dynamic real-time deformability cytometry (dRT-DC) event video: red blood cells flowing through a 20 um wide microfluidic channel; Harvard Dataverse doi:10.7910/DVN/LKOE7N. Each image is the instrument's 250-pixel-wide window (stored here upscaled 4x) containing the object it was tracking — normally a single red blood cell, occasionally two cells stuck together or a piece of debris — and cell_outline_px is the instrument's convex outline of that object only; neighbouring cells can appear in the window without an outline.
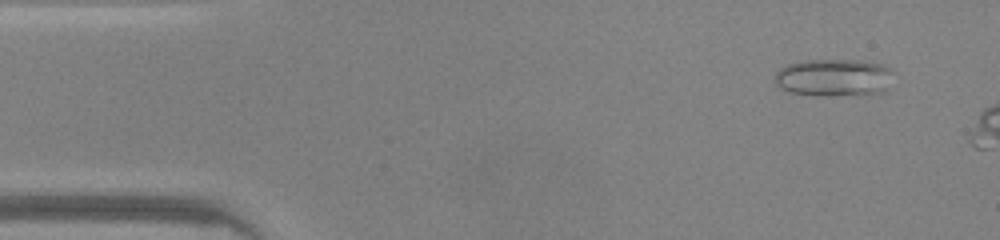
{"species": "common noctule bat (a hibernating species)", "species_latin": "Nyctalus noctula", "temperature_condition": "warm", "stored_images_in_passage": 40, "camera_frame_rate_fps": 3000, "um_per_image_px": 0.085, "animal": {"sex": "male", "body_mass_g": 20.0, "forearm_length_mm": 53.3}, "frame": {"image": 1, "passage_image": 3, "time_ms": 0.667, "image_size_px": [1000, 240], "cell_outline_px": [[892, 72], [888, 88], [884, 92], [828, 96], [816, 96], [792, 92], [780, 88], [776, 84], [776, 72], [780, 68], [788, 64], [804, 60], [860, 60], [880, 64], [888, 68]], "centroid_in_image_um": [70.86, 6.59], "position_along_channel_um": 14.1, "area_um2": 25.78}}
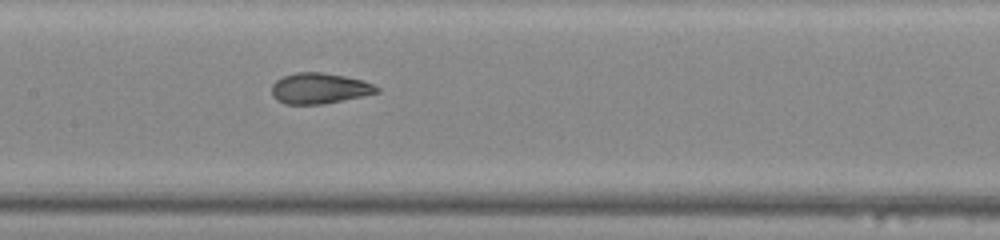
{"frame": {"image": 2, "passage_image": 21, "time_ms": 6.667, "image_size_px": [1000, 240], "cell_outline_px": [[380, 92], [324, 104], [284, 104], [276, 100], [272, 96], [272, 84], [276, 80], [284, 76], [296, 72], [324, 72], [364, 80], [380, 88]], "centroid_in_image_um": [27.14, 7.51], "position_along_channel_um": 180.3, "area_um2": 18.9}}
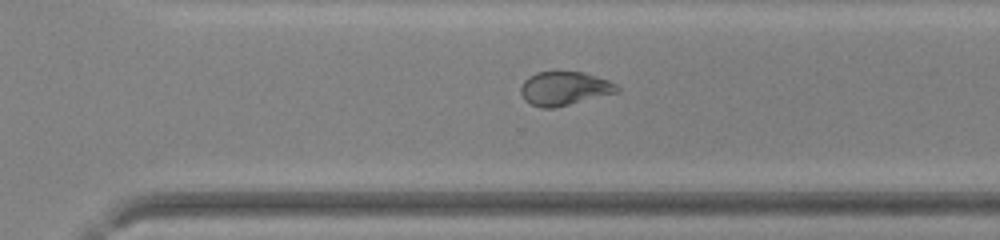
{"frame": {"image": 3, "passage_image": 31, "time_ms": 10.0, "image_size_px": [1000, 240], "cell_outline_px": [[620, 92], [556, 108], [540, 108], [524, 100], [520, 92], [520, 88], [524, 80], [528, 76], [536, 72], [584, 72], [608, 80], [616, 84], [620, 88]], "centroid_in_image_um": [47.98, 7.53], "position_along_channel_um": 322.6, "area_um2": 19.19}, "authors_computed_cell_mechanics": {"area_um2": 20.0855, "velocity_mm_per_s": 4.3018, "shape_relaxation_time_tau1_ms": null, "shape_relaxation_time_tau2_ms": 0.9327, "deformation_change_tau1": null, "deformation_change_tau2": 0.0572}}